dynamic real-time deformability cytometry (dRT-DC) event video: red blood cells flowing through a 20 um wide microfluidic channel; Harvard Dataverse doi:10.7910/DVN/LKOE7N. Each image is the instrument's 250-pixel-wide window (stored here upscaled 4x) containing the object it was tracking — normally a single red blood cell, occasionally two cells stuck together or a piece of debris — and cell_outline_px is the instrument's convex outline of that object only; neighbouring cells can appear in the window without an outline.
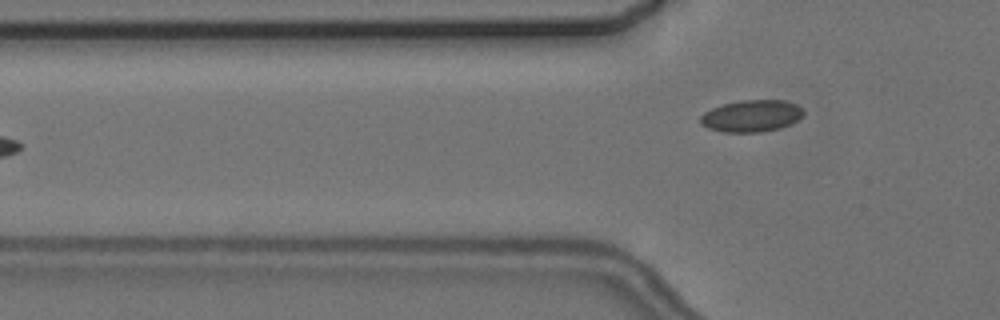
{"species": "common noctule bat (a hibernating species)", "species_latin": "Nyctalus noctula", "temperature_condition": "cold", "stored_images_in_passage": 2, "camera_frame_rate_fps": 3000, "um_per_image_px": 0.085, "animal": {"sex": "female", "body_mass_g": 24.6, "forearm_length_mm": 56.2}, "frame": {"image": 1, "passage_image": 2, "time_ms": 1.333, "image_size_px": [1000, 320], "cell_outline_px": [[804, 116], [792, 124], [780, 128], [760, 132], [724, 132], [708, 128], [700, 124], [700, 116], [704, 112], [712, 108], [724, 104], [740, 100], [784, 100], [796, 104], [804, 108]], "centroid_in_image_um": [63.91, 9.85], "position_along_channel_um": 61.9, "area_um2": 19.36}}